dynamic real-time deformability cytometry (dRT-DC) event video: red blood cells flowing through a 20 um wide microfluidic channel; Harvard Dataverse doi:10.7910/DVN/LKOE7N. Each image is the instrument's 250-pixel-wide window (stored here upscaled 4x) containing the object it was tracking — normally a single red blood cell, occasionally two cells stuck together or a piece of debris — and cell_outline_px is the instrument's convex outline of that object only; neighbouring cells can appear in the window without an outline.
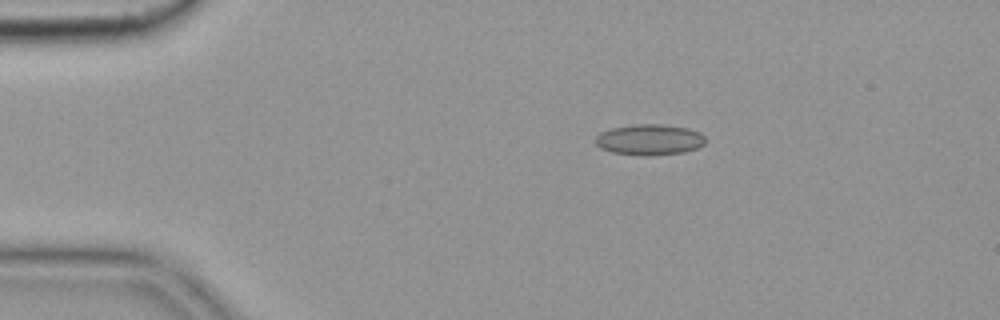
{"species": "common noctule bat (a hibernating species)", "species_latin": "Nyctalus noctula", "temperature_condition": "cold", "stored_images_in_passage": 4, "camera_frame_rate_fps": 3000, "um_per_image_px": 0.085, "animal": {"sex": "female", "body_mass_g": 19.9}, "frame": {"image": 1, "passage_image": 3, "time_ms": 0.667, "image_size_px": [1000, 320], "cell_outline_px": [[704, 144], [696, 148], [684, 152], [648, 156], [644, 156], [612, 152], [600, 148], [596, 144], [596, 136], [600, 132], [612, 128], [636, 124], [660, 124], [688, 128], [700, 132], [704, 136]], "centroid_in_image_um": [55.2, 11.87], "position_along_channel_um": 29.8, "area_um2": 19.71}}